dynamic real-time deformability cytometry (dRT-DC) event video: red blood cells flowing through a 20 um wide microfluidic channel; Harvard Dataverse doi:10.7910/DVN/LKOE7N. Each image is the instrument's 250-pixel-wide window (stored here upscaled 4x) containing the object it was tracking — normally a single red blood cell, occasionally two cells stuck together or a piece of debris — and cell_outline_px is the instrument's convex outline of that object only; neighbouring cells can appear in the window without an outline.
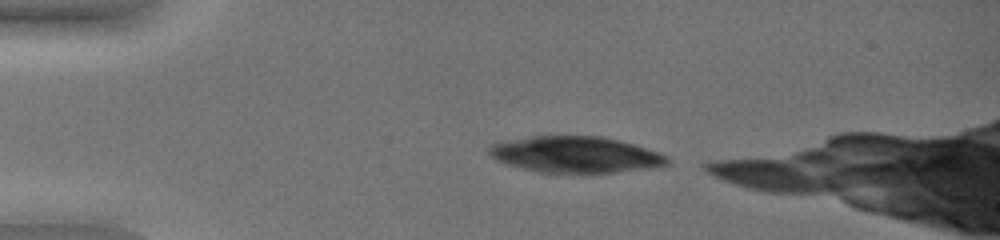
{"species": "common noctule bat (a hibernating species)", "species_latin": "Nyctalus noctula", "temperature_condition": "warm", "stored_images_in_passage": 39, "camera_frame_rate_fps": 3000, "um_per_image_px": 0.085, "animal": {"sex": "female", "body_mass_g": 19.0, "forearm_length_mm": 51.5}, "frame": {"image": 1, "passage_image": 1, "time_ms": 0.0, "image_size_px": [1000, 240], "cell_outline_px": [[668, 164], [660, 168], [616, 172], [536, 172], [504, 164], [488, 156], [488, 148], [492, 144], [532, 136], [600, 136], [620, 140], [660, 152], [668, 156]], "centroid_in_image_um": [48.95, 13.15], "position_along_channel_um": 36.1, "area_um2": 37.86}}
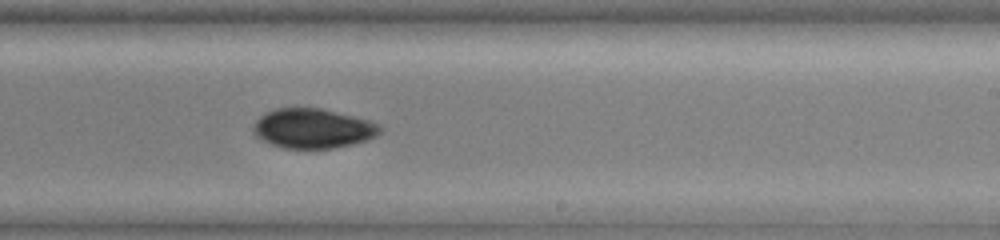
{"frame": {"image": 2, "passage_image": 23, "time_ms": 7.333, "image_size_px": [1000, 240], "cell_outline_px": [[384, 128], [376, 136], [368, 140], [352, 144], [332, 148], [284, 148], [260, 140], [252, 132], [252, 128], [256, 120], [264, 112], [276, 108], [320, 108], [368, 120], [380, 124]], "centroid_in_image_um": [26.58, 10.92], "position_along_channel_um": 262.4, "area_um2": 29.36}}
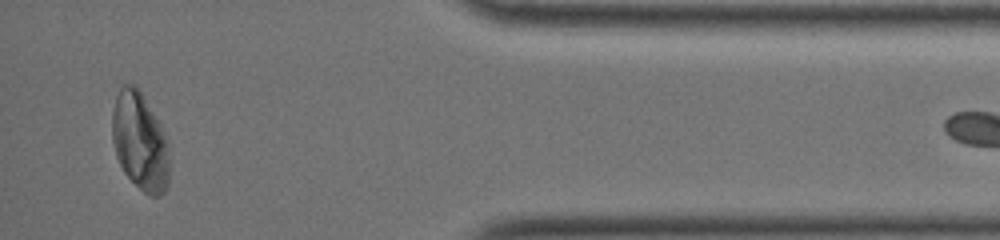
{"frame": {"image": 3, "passage_image": 38, "time_ms": 12.333, "image_size_px": [1000, 240], "cell_outline_px": [[168, 184], [164, 192], [160, 196], [148, 196], [124, 172], [116, 156], [112, 140], [112, 112], [120, 80], [132, 84], [140, 92], [160, 124], [168, 140]], "centroid_in_image_um": [11.87, 12.0], "position_along_channel_um": 423.3, "area_um2": 32.71}}